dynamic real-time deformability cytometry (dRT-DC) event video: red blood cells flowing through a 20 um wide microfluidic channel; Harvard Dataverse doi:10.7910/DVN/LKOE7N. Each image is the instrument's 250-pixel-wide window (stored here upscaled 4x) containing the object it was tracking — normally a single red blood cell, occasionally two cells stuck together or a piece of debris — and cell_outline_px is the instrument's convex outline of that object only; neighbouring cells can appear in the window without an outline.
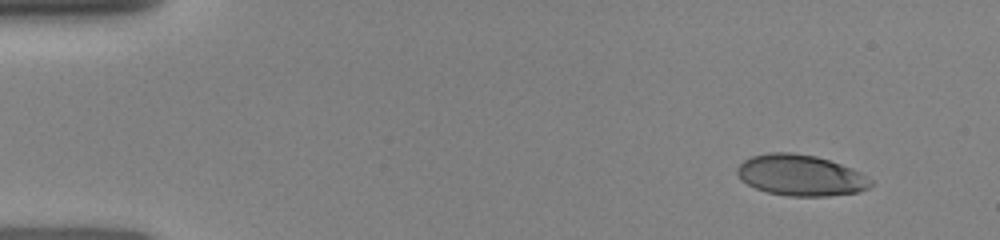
{"species": "human", "species_latin": "Homo sapiens", "temperature_condition": "room temperature", "stored_images_in_passage": 6, "camera_frame_rate_fps": 3000, "um_per_image_px": 0.085, "donor": {"sex": "female"}, "frame": {"image": 1, "passage_image": 1, "time_ms": 0.0, "image_size_px": [1000, 240], "cell_outline_px": [[872, 184], [868, 188], [860, 192], [828, 196], [788, 196], [768, 192], [756, 188], [740, 180], [736, 172], [736, 168], [744, 160], [752, 156], [768, 152], [792, 152], [816, 156], [852, 168], [860, 172], [872, 180]], "centroid_in_image_um": [68.05, 14.9], "position_along_channel_um": 17.0, "area_um2": 32.02}}
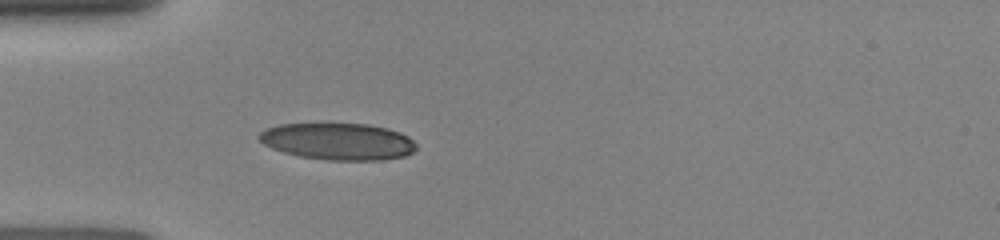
{"frame": {"image": 2, "passage_image": 4, "time_ms": 3.333, "image_size_px": [1000, 240], "cell_outline_px": [[416, 148], [412, 152], [404, 156], [380, 160], [328, 160], [300, 156], [284, 152], [272, 148], [264, 144], [256, 136], [264, 128], [280, 124], [368, 124], [388, 128], [400, 132], [408, 136], [416, 144]], "centroid_in_image_um": [28.72, 12.02], "position_along_channel_um": 56.3, "area_um2": 33.7}}
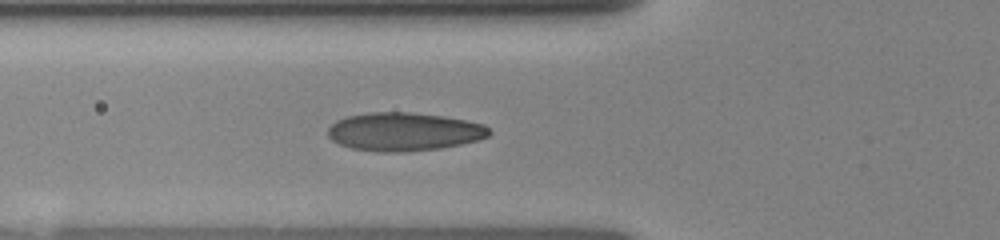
{"frame": {"image": 3, "passage_image": 6, "time_ms": 4.333, "image_size_px": [1000, 240], "cell_outline_px": [[492, 132], [488, 136], [480, 140], [440, 148], [400, 152], [380, 152], [352, 148], [340, 144], [332, 140], [328, 136], [328, 128], [336, 120], [348, 116], [368, 112], [408, 112], [444, 116], [484, 124]], "centroid_in_image_um": [34.34, 11.19], "position_along_channel_um": 91.5, "area_um2": 36.01}}